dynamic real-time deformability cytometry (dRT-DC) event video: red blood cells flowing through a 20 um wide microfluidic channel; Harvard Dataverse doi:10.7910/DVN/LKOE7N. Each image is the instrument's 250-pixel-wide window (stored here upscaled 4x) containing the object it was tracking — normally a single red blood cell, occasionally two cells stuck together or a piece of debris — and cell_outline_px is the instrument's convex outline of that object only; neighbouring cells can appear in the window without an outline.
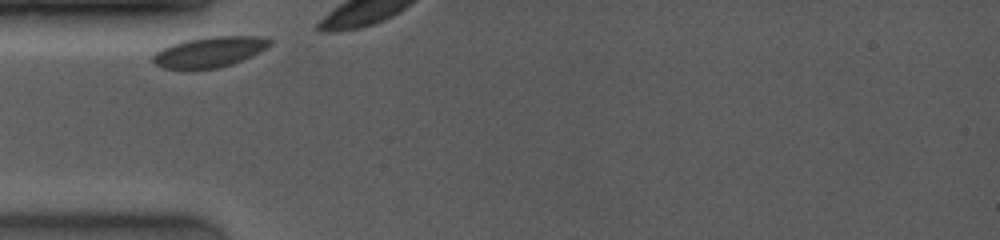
{"species": "common noctule bat (a hibernating species)", "species_latin": "Nyctalus noctula", "temperature_condition": "room temperature", "stored_images_in_passage": 2, "camera_frame_rate_fps": 4000, "um_per_image_px": 0.085, "animal": {"sex": "female", "body_mass_g": 19.0, "forearm_length_mm": 53.3}, "frame": {"image": 1, "passage_image": 1, "time_ms": 0.0, "image_size_px": [1000, 240], "cell_outline_px": [[272, 44], [268, 48], [252, 56], [232, 64], [220, 68], [192, 72], [188, 72], [160, 68], [152, 60], [152, 56], [156, 52], [172, 44], [188, 40], [212, 36], [256, 36], [272, 40]], "centroid_in_image_um": [17.78, 4.48], "position_along_channel_um": 67.2, "area_um2": 21.44}}